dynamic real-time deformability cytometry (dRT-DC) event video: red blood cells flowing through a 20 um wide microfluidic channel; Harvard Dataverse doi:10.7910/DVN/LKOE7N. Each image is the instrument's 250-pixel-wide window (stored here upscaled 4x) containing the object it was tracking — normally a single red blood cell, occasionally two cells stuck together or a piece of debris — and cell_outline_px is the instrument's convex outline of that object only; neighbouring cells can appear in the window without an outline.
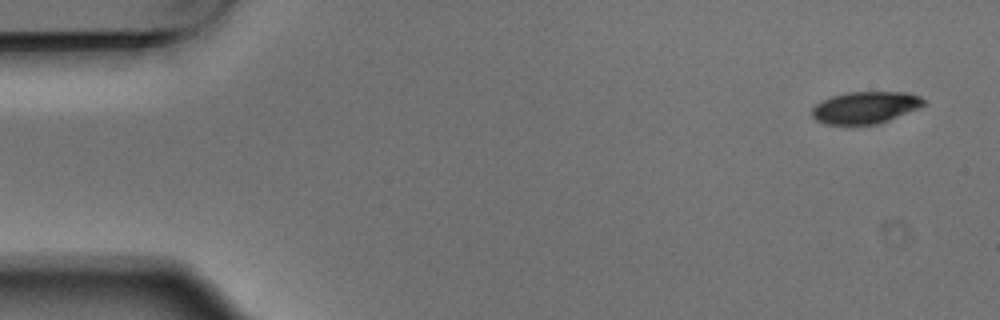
{"species": "Egyptian fruit bat (a non-hibernating species)", "species_latin": "Rousettus aegyptiacus", "temperature_condition": "warm", "stored_images_in_passage": 4, "camera_frame_rate_fps": 3000, "um_per_image_px": 0.085, "animal": {"sex": "male"}, "frame": {"image": 1, "passage_image": 1, "time_ms": 0.0, "image_size_px": [1000, 320], "cell_outline_px": [[928, 104], [920, 108], [888, 120], [876, 124], [824, 124], [816, 120], [812, 116], [812, 108], [820, 100], [832, 96], [848, 92], [908, 92], [920, 96]], "centroid_in_image_um": [73.57, 9.13], "position_along_channel_um": 11.4, "area_um2": 20.92}}